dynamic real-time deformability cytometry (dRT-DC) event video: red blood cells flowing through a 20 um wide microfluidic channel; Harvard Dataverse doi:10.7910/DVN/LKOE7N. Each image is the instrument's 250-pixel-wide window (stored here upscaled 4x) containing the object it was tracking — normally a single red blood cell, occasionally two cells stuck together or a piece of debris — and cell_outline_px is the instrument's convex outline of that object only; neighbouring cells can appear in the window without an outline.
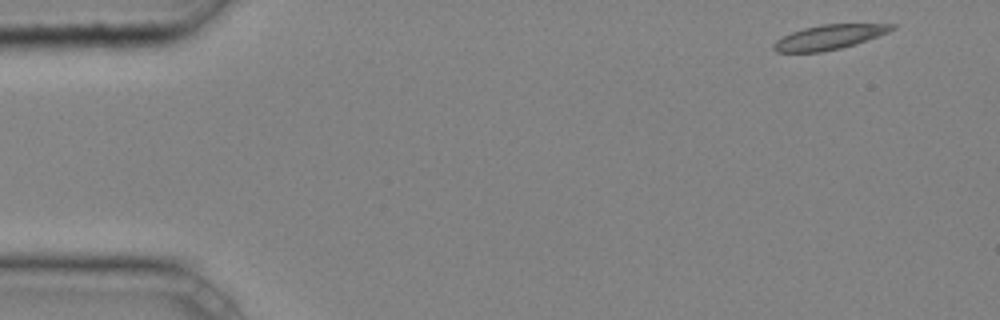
{"species": "common noctule bat (a hibernating species)", "species_latin": "Nyctalus noctula", "temperature_condition": "cold", "stored_images_in_passage": 39, "camera_frame_rate_fps": 3000, "um_per_image_px": 0.085, "animal": {"sex": "male", "body_mass_g": 20.4}, "frame": {"image": 1, "passage_image": 1, "time_ms": 0.0, "image_size_px": [1000, 320], "cell_outline_px": [[896, 28], [888, 32], [856, 44], [840, 48], [820, 52], [776, 52], [772, 48], [772, 44], [776, 40], [792, 32], [804, 28], [820, 24], [896, 24]], "centroid_in_image_um": [70.47, 3.15], "position_along_channel_um": 14.5, "area_um2": 16.88}}
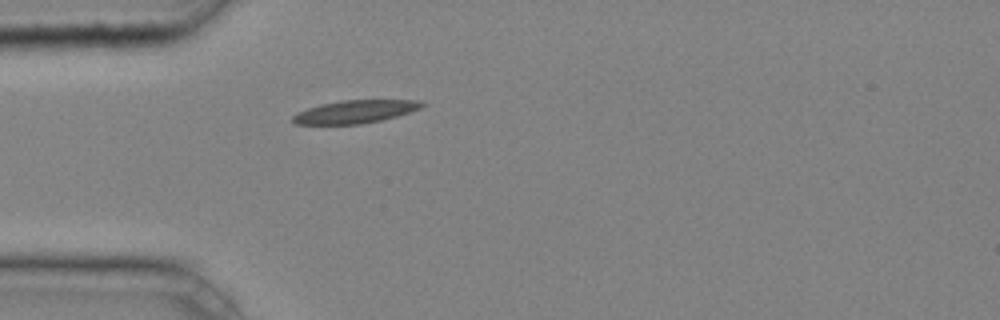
{"frame": {"image": 2, "passage_image": 11, "time_ms": 3.333, "image_size_px": [1000, 320], "cell_outline_px": [[428, 104], [420, 108], [396, 116], [380, 120], [360, 124], [296, 124], [292, 120], [292, 116], [296, 112], [320, 104], [340, 100], [420, 100]], "centroid_in_image_um": [30.18, 9.48], "position_along_channel_um": 54.8, "area_um2": 17.22}}
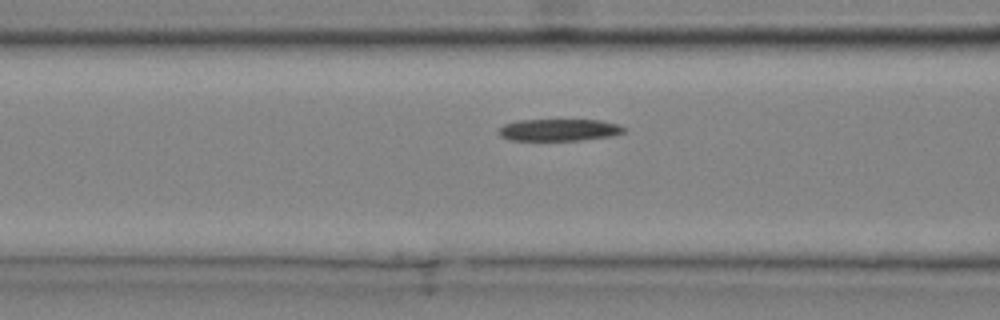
{"frame": {"image": 3, "passage_image": 16, "time_ms": 5.0, "image_size_px": [1000, 320], "cell_outline_px": [[628, 128], [624, 132], [612, 136], [580, 140], [508, 140], [500, 136], [500, 128], [504, 124], [520, 120], [600, 120], [620, 124]], "centroid_in_image_um": [47.58, 11.04], "position_along_channel_um": 119.0, "area_um2": 16.07}, "authors_computed_cell_mechanics": {"area_um2": 17.1666, "velocity_mm_per_s": 4.214, "shape_relaxation_time_tau1_ms": null, "shape_relaxation_time_tau2_ms": 3.2907, "deformation_change_tau1": null, "deformation_change_tau2": 0.0598}}